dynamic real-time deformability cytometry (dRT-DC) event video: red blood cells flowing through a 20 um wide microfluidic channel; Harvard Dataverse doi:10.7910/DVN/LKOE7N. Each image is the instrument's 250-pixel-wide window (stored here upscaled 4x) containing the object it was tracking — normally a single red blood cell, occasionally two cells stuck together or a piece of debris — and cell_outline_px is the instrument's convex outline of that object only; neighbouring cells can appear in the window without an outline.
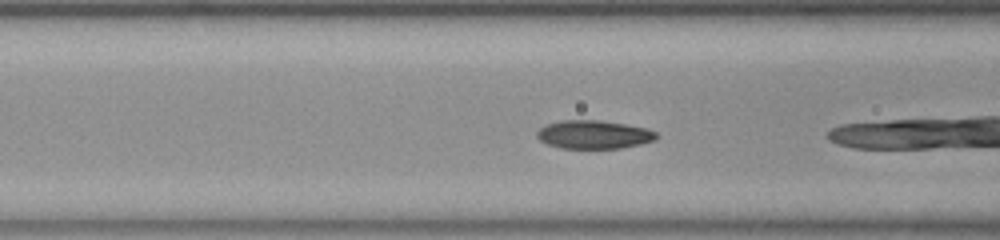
{"species": "common noctule bat (a hibernating species)", "species_latin": "Nyctalus noctula", "temperature_condition": "room temperature", "stored_images_in_passage": 11, "camera_frame_rate_fps": 3000, "um_per_image_px": 0.085, "animal": {"sex": "female", "body_mass_g": 23.0, "forearm_length_mm": 53.4}, "frame": {"image": 1, "passage_image": 4, "time_ms": 1.0, "image_size_px": [1000, 240], "cell_outline_px": [[656, 140], [640, 144], [620, 148], [560, 148], [548, 144], [540, 140], [536, 136], [536, 132], [544, 124], [560, 120], [600, 120], [648, 128], [656, 132]], "centroid_in_image_um": [50.44, 11.43], "position_along_channel_um": 116.2, "area_um2": 19.83}}
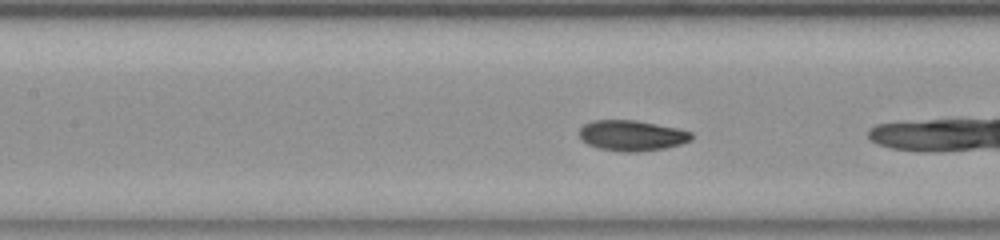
{"frame": {"image": 2, "passage_image": 7, "time_ms": 2.0, "image_size_px": [1000, 240], "cell_outline_px": [[692, 140], [680, 144], [664, 148], [636, 152], [628, 152], [600, 148], [588, 144], [580, 136], [580, 128], [584, 124], [592, 120], [636, 120], [680, 128], [692, 132]], "centroid_in_image_um": [53.75, 11.5], "position_along_channel_um": 153.7, "area_um2": 19.88}}